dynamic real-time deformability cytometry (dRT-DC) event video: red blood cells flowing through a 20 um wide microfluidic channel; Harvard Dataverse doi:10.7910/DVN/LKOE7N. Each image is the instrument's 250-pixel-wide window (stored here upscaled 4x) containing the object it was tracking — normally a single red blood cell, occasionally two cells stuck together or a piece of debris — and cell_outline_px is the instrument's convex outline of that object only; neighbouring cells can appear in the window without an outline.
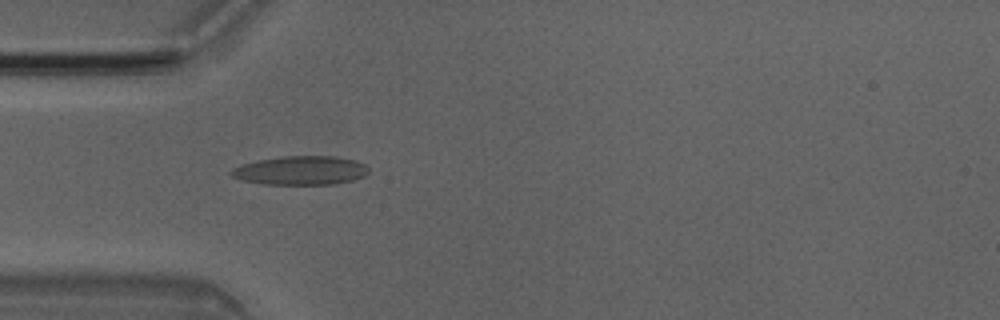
{"species": "Egyptian fruit bat (a non-hibernating species)", "species_latin": "Rousettus aegyptiacus", "temperature_condition": "room temperature", "stored_images_in_passage": 25, "camera_frame_rate_fps": 3000, "um_per_image_px": 0.085, "animal": {"sex": "male"}, "frame": {"image": 1, "passage_image": 15, "time_ms": 4.667, "image_size_px": [1000, 320], "cell_outline_px": [[368, 172], [364, 176], [352, 180], [336, 184], [264, 184], [244, 180], [232, 176], [228, 172], [232, 168], [240, 164], [260, 160], [284, 156], [336, 156], [356, 160], [364, 164], [368, 168]], "centroid_in_image_um": [25.56, 14.48], "position_along_channel_um": 59.4, "area_um2": 23.06}}